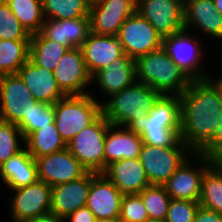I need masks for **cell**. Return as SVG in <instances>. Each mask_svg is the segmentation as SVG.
I'll return each mask as SVG.
<instances>
[{"instance_id": "16", "label": "cell", "mask_w": 222, "mask_h": 222, "mask_svg": "<svg viewBox=\"0 0 222 222\" xmlns=\"http://www.w3.org/2000/svg\"><path fill=\"white\" fill-rule=\"evenodd\" d=\"M35 160L38 180L51 187L78 180L89 172L67 148Z\"/></svg>"}, {"instance_id": "45", "label": "cell", "mask_w": 222, "mask_h": 222, "mask_svg": "<svg viewBox=\"0 0 222 222\" xmlns=\"http://www.w3.org/2000/svg\"><path fill=\"white\" fill-rule=\"evenodd\" d=\"M95 222H121L119 218L112 219H95Z\"/></svg>"}, {"instance_id": "44", "label": "cell", "mask_w": 222, "mask_h": 222, "mask_svg": "<svg viewBox=\"0 0 222 222\" xmlns=\"http://www.w3.org/2000/svg\"><path fill=\"white\" fill-rule=\"evenodd\" d=\"M215 9L222 14V0H213Z\"/></svg>"}, {"instance_id": "27", "label": "cell", "mask_w": 222, "mask_h": 222, "mask_svg": "<svg viewBox=\"0 0 222 222\" xmlns=\"http://www.w3.org/2000/svg\"><path fill=\"white\" fill-rule=\"evenodd\" d=\"M24 147L36 159L67 148V144L59 135L55 123L30 133L24 139Z\"/></svg>"}, {"instance_id": "31", "label": "cell", "mask_w": 222, "mask_h": 222, "mask_svg": "<svg viewBox=\"0 0 222 222\" xmlns=\"http://www.w3.org/2000/svg\"><path fill=\"white\" fill-rule=\"evenodd\" d=\"M28 34L41 32L44 15L42 0H5Z\"/></svg>"}, {"instance_id": "10", "label": "cell", "mask_w": 222, "mask_h": 222, "mask_svg": "<svg viewBox=\"0 0 222 222\" xmlns=\"http://www.w3.org/2000/svg\"><path fill=\"white\" fill-rule=\"evenodd\" d=\"M9 200L11 221L24 222L51 213V186L41 180L17 189Z\"/></svg>"}, {"instance_id": "41", "label": "cell", "mask_w": 222, "mask_h": 222, "mask_svg": "<svg viewBox=\"0 0 222 222\" xmlns=\"http://www.w3.org/2000/svg\"><path fill=\"white\" fill-rule=\"evenodd\" d=\"M93 212L87 207L78 208L75 212L71 213L65 218V221L70 222H95Z\"/></svg>"}, {"instance_id": "33", "label": "cell", "mask_w": 222, "mask_h": 222, "mask_svg": "<svg viewBox=\"0 0 222 222\" xmlns=\"http://www.w3.org/2000/svg\"><path fill=\"white\" fill-rule=\"evenodd\" d=\"M139 195L146 207L149 220H165L171 198L164 185H149Z\"/></svg>"}, {"instance_id": "2", "label": "cell", "mask_w": 222, "mask_h": 222, "mask_svg": "<svg viewBox=\"0 0 222 222\" xmlns=\"http://www.w3.org/2000/svg\"><path fill=\"white\" fill-rule=\"evenodd\" d=\"M136 81L161 95H180L193 80L161 47L135 60Z\"/></svg>"}, {"instance_id": "1", "label": "cell", "mask_w": 222, "mask_h": 222, "mask_svg": "<svg viewBox=\"0 0 222 222\" xmlns=\"http://www.w3.org/2000/svg\"><path fill=\"white\" fill-rule=\"evenodd\" d=\"M179 101L180 140L197 153L211 139L221 121V93L209 78L196 79L179 95Z\"/></svg>"}, {"instance_id": "35", "label": "cell", "mask_w": 222, "mask_h": 222, "mask_svg": "<svg viewBox=\"0 0 222 222\" xmlns=\"http://www.w3.org/2000/svg\"><path fill=\"white\" fill-rule=\"evenodd\" d=\"M21 143L24 137L17 125L0 120V166L25 148Z\"/></svg>"}, {"instance_id": "40", "label": "cell", "mask_w": 222, "mask_h": 222, "mask_svg": "<svg viewBox=\"0 0 222 222\" xmlns=\"http://www.w3.org/2000/svg\"><path fill=\"white\" fill-rule=\"evenodd\" d=\"M194 222H222V214L199 206L194 217Z\"/></svg>"}, {"instance_id": "24", "label": "cell", "mask_w": 222, "mask_h": 222, "mask_svg": "<svg viewBox=\"0 0 222 222\" xmlns=\"http://www.w3.org/2000/svg\"><path fill=\"white\" fill-rule=\"evenodd\" d=\"M97 83L104 95L118 93L136 81L135 60L123 53L107 67L92 76V82Z\"/></svg>"}, {"instance_id": "12", "label": "cell", "mask_w": 222, "mask_h": 222, "mask_svg": "<svg viewBox=\"0 0 222 222\" xmlns=\"http://www.w3.org/2000/svg\"><path fill=\"white\" fill-rule=\"evenodd\" d=\"M137 0H92L89 11L91 32L118 36L122 24L136 12Z\"/></svg>"}, {"instance_id": "4", "label": "cell", "mask_w": 222, "mask_h": 222, "mask_svg": "<svg viewBox=\"0 0 222 222\" xmlns=\"http://www.w3.org/2000/svg\"><path fill=\"white\" fill-rule=\"evenodd\" d=\"M143 143L151 146H186L179 137V95H161L148 116L136 127Z\"/></svg>"}, {"instance_id": "11", "label": "cell", "mask_w": 222, "mask_h": 222, "mask_svg": "<svg viewBox=\"0 0 222 222\" xmlns=\"http://www.w3.org/2000/svg\"><path fill=\"white\" fill-rule=\"evenodd\" d=\"M180 0H137L136 11L164 38L184 30Z\"/></svg>"}, {"instance_id": "19", "label": "cell", "mask_w": 222, "mask_h": 222, "mask_svg": "<svg viewBox=\"0 0 222 222\" xmlns=\"http://www.w3.org/2000/svg\"><path fill=\"white\" fill-rule=\"evenodd\" d=\"M92 172L78 180L51 187V213L66 218L78 208L85 207L88 198Z\"/></svg>"}, {"instance_id": "25", "label": "cell", "mask_w": 222, "mask_h": 222, "mask_svg": "<svg viewBox=\"0 0 222 222\" xmlns=\"http://www.w3.org/2000/svg\"><path fill=\"white\" fill-rule=\"evenodd\" d=\"M41 33L68 49L81 48L91 33L90 18L53 20L44 19Z\"/></svg>"}, {"instance_id": "30", "label": "cell", "mask_w": 222, "mask_h": 222, "mask_svg": "<svg viewBox=\"0 0 222 222\" xmlns=\"http://www.w3.org/2000/svg\"><path fill=\"white\" fill-rule=\"evenodd\" d=\"M31 40H0V76L17 74L29 60Z\"/></svg>"}, {"instance_id": "14", "label": "cell", "mask_w": 222, "mask_h": 222, "mask_svg": "<svg viewBox=\"0 0 222 222\" xmlns=\"http://www.w3.org/2000/svg\"><path fill=\"white\" fill-rule=\"evenodd\" d=\"M53 70L56 83L65 96L90 94L85 87L92 82L81 48L68 49ZM85 91V92H84Z\"/></svg>"}, {"instance_id": "22", "label": "cell", "mask_w": 222, "mask_h": 222, "mask_svg": "<svg viewBox=\"0 0 222 222\" xmlns=\"http://www.w3.org/2000/svg\"><path fill=\"white\" fill-rule=\"evenodd\" d=\"M184 30L199 29L213 39L222 40V14L213 0H187L184 3Z\"/></svg>"}, {"instance_id": "23", "label": "cell", "mask_w": 222, "mask_h": 222, "mask_svg": "<svg viewBox=\"0 0 222 222\" xmlns=\"http://www.w3.org/2000/svg\"><path fill=\"white\" fill-rule=\"evenodd\" d=\"M103 173L123 195L139 194L150 185L139 158L114 161Z\"/></svg>"}, {"instance_id": "18", "label": "cell", "mask_w": 222, "mask_h": 222, "mask_svg": "<svg viewBox=\"0 0 222 222\" xmlns=\"http://www.w3.org/2000/svg\"><path fill=\"white\" fill-rule=\"evenodd\" d=\"M110 124L105 135L104 171L112 162L139 158L143 140L136 128Z\"/></svg>"}, {"instance_id": "37", "label": "cell", "mask_w": 222, "mask_h": 222, "mask_svg": "<svg viewBox=\"0 0 222 222\" xmlns=\"http://www.w3.org/2000/svg\"><path fill=\"white\" fill-rule=\"evenodd\" d=\"M121 222H147L149 216L139 194H124L121 200Z\"/></svg>"}, {"instance_id": "21", "label": "cell", "mask_w": 222, "mask_h": 222, "mask_svg": "<svg viewBox=\"0 0 222 222\" xmlns=\"http://www.w3.org/2000/svg\"><path fill=\"white\" fill-rule=\"evenodd\" d=\"M17 74L37 101L54 105L65 97L56 83L53 72L37 66L30 58Z\"/></svg>"}, {"instance_id": "3", "label": "cell", "mask_w": 222, "mask_h": 222, "mask_svg": "<svg viewBox=\"0 0 222 222\" xmlns=\"http://www.w3.org/2000/svg\"><path fill=\"white\" fill-rule=\"evenodd\" d=\"M161 94L135 81L102 103V114L110 124L136 128L148 116Z\"/></svg>"}, {"instance_id": "17", "label": "cell", "mask_w": 222, "mask_h": 222, "mask_svg": "<svg viewBox=\"0 0 222 222\" xmlns=\"http://www.w3.org/2000/svg\"><path fill=\"white\" fill-rule=\"evenodd\" d=\"M123 194L104 173L92 172L86 206L96 219L119 218Z\"/></svg>"}, {"instance_id": "13", "label": "cell", "mask_w": 222, "mask_h": 222, "mask_svg": "<svg viewBox=\"0 0 222 222\" xmlns=\"http://www.w3.org/2000/svg\"><path fill=\"white\" fill-rule=\"evenodd\" d=\"M36 102L18 74L0 76V120L17 125Z\"/></svg>"}, {"instance_id": "38", "label": "cell", "mask_w": 222, "mask_h": 222, "mask_svg": "<svg viewBox=\"0 0 222 222\" xmlns=\"http://www.w3.org/2000/svg\"><path fill=\"white\" fill-rule=\"evenodd\" d=\"M199 202L171 199L165 220L167 222H194Z\"/></svg>"}, {"instance_id": "32", "label": "cell", "mask_w": 222, "mask_h": 222, "mask_svg": "<svg viewBox=\"0 0 222 222\" xmlns=\"http://www.w3.org/2000/svg\"><path fill=\"white\" fill-rule=\"evenodd\" d=\"M92 0H42L44 19L64 20L89 17Z\"/></svg>"}, {"instance_id": "43", "label": "cell", "mask_w": 222, "mask_h": 222, "mask_svg": "<svg viewBox=\"0 0 222 222\" xmlns=\"http://www.w3.org/2000/svg\"><path fill=\"white\" fill-rule=\"evenodd\" d=\"M214 84H215V86L219 89V91H220V93H221V96H222V76L221 77H219V79L218 78H212V76L210 77H208Z\"/></svg>"}, {"instance_id": "36", "label": "cell", "mask_w": 222, "mask_h": 222, "mask_svg": "<svg viewBox=\"0 0 222 222\" xmlns=\"http://www.w3.org/2000/svg\"><path fill=\"white\" fill-rule=\"evenodd\" d=\"M0 40H31L5 0H0Z\"/></svg>"}, {"instance_id": "15", "label": "cell", "mask_w": 222, "mask_h": 222, "mask_svg": "<svg viewBox=\"0 0 222 222\" xmlns=\"http://www.w3.org/2000/svg\"><path fill=\"white\" fill-rule=\"evenodd\" d=\"M199 38L194 39L188 35L187 30L163 38L162 47L167 54L184 70L193 80L207 79L208 75L205 69H202L200 61L203 51L199 43ZM201 68V69H200Z\"/></svg>"}, {"instance_id": "29", "label": "cell", "mask_w": 222, "mask_h": 222, "mask_svg": "<svg viewBox=\"0 0 222 222\" xmlns=\"http://www.w3.org/2000/svg\"><path fill=\"white\" fill-rule=\"evenodd\" d=\"M200 206L222 214V163H213L203 174Z\"/></svg>"}, {"instance_id": "26", "label": "cell", "mask_w": 222, "mask_h": 222, "mask_svg": "<svg viewBox=\"0 0 222 222\" xmlns=\"http://www.w3.org/2000/svg\"><path fill=\"white\" fill-rule=\"evenodd\" d=\"M0 179L9 189L35 183L38 180L36 160L24 148L0 166Z\"/></svg>"}, {"instance_id": "28", "label": "cell", "mask_w": 222, "mask_h": 222, "mask_svg": "<svg viewBox=\"0 0 222 222\" xmlns=\"http://www.w3.org/2000/svg\"><path fill=\"white\" fill-rule=\"evenodd\" d=\"M68 48L47 39L41 32L31 35L29 58L40 67L53 72Z\"/></svg>"}, {"instance_id": "9", "label": "cell", "mask_w": 222, "mask_h": 222, "mask_svg": "<svg viewBox=\"0 0 222 222\" xmlns=\"http://www.w3.org/2000/svg\"><path fill=\"white\" fill-rule=\"evenodd\" d=\"M123 52L136 60L162 47L163 37L137 11L125 20L118 33Z\"/></svg>"}, {"instance_id": "34", "label": "cell", "mask_w": 222, "mask_h": 222, "mask_svg": "<svg viewBox=\"0 0 222 222\" xmlns=\"http://www.w3.org/2000/svg\"><path fill=\"white\" fill-rule=\"evenodd\" d=\"M55 113L52 104L37 101L31 105L27 116L17 124L24 139L32 132L54 123Z\"/></svg>"}, {"instance_id": "46", "label": "cell", "mask_w": 222, "mask_h": 222, "mask_svg": "<svg viewBox=\"0 0 222 222\" xmlns=\"http://www.w3.org/2000/svg\"><path fill=\"white\" fill-rule=\"evenodd\" d=\"M147 222H167L166 220H148Z\"/></svg>"}, {"instance_id": "5", "label": "cell", "mask_w": 222, "mask_h": 222, "mask_svg": "<svg viewBox=\"0 0 222 222\" xmlns=\"http://www.w3.org/2000/svg\"><path fill=\"white\" fill-rule=\"evenodd\" d=\"M96 98L92 93L65 96L53 105L54 123L66 144L102 114V103Z\"/></svg>"}, {"instance_id": "42", "label": "cell", "mask_w": 222, "mask_h": 222, "mask_svg": "<svg viewBox=\"0 0 222 222\" xmlns=\"http://www.w3.org/2000/svg\"><path fill=\"white\" fill-rule=\"evenodd\" d=\"M24 222H66L64 218L59 217L53 213H48L33 219L26 220Z\"/></svg>"}, {"instance_id": "7", "label": "cell", "mask_w": 222, "mask_h": 222, "mask_svg": "<svg viewBox=\"0 0 222 222\" xmlns=\"http://www.w3.org/2000/svg\"><path fill=\"white\" fill-rule=\"evenodd\" d=\"M193 152L187 146L157 147L143 144L139 159L150 185H164Z\"/></svg>"}, {"instance_id": "6", "label": "cell", "mask_w": 222, "mask_h": 222, "mask_svg": "<svg viewBox=\"0 0 222 222\" xmlns=\"http://www.w3.org/2000/svg\"><path fill=\"white\" fill-rule=\"evenodd\" d=\"M109 125L101 114L67 144V149L89 172H104L105 135Z\"/></svg>"}, {"instance_id": "39", "label": "cell", "mask_w": 222, "mask_h": 222, "mask_svg": "<svg viewBox=\"0 0 222 222\" xmlns=\"http://www.w3.org/2000/svg\"><path fill=\"white\" fill-rule=\"evenodd\" d=\"M197 153L207 155L214 163H222V117L211 139Z\"/></svg>"}, {"instance_id": "8", "label": "cell", "mask_w": 222, "mask_h": 222, "mask_svg": "<svg viewBox=\"0 0 222 222\" xmlns=\"http://www.w3.org/2000/svg\"><path fill=\"white\" fill-rule=\"evenodd\" d=\"M191 159L197 164L195 168ZM213 163L207 155H190L164 184L170 198L198 202L203 174Z\"/></svg>"}, {"instance_id": "20", "label": "cell", "mask_w": 222, "mask_h": 222, "mask_svg": "<svg viewBox=\"0 0 222 222\" xmlns=\"http://www.w3.org/2000/svg\"><path fill=\"white\" fill-rule=\"evenodd\" d=\"M87 70L91 76L107 67L124 52L117 36L90 33L81 46Z\"/></svg>"}]
</instances>
